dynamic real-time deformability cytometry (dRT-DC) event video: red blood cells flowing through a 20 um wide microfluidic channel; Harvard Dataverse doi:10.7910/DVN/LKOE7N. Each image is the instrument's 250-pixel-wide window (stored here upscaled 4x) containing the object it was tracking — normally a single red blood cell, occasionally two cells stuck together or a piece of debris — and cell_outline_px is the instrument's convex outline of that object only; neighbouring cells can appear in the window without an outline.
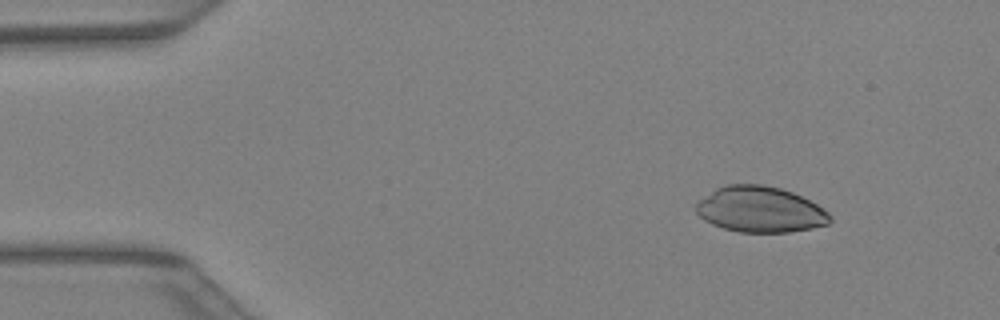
{"species": "Egyptian fruit bat (a non-hibernating species)", "species_latin": "Rousettus aegyptiacus", "temperature_condition": "warm", "stored_images_in_passage": 12, "camera_frame_rate_fps": 3000, "um_per_image_px": 0.085, "animal": {"sex": "female"}, "frame": {"image": 1, "passage_image": 5, "time_ms": 1.333, "image_size_px": [1000, 320], "cell_outline_px": [[832, 220], [828, 224], [812, 228], [788, 232], [740, 232], [724, 228], [712, 224], [704, 220], [696, 212], [696, 204], [700, 200], [716, 188], [728, 184], [760, 184], [780, 188], [792, 192], [816, 204], [828, 212], [832, 216]], "centroid_in_image_um": [64.62, 17.81], "position_along_channel_um": 20.4, "area_um2": 35.55}}